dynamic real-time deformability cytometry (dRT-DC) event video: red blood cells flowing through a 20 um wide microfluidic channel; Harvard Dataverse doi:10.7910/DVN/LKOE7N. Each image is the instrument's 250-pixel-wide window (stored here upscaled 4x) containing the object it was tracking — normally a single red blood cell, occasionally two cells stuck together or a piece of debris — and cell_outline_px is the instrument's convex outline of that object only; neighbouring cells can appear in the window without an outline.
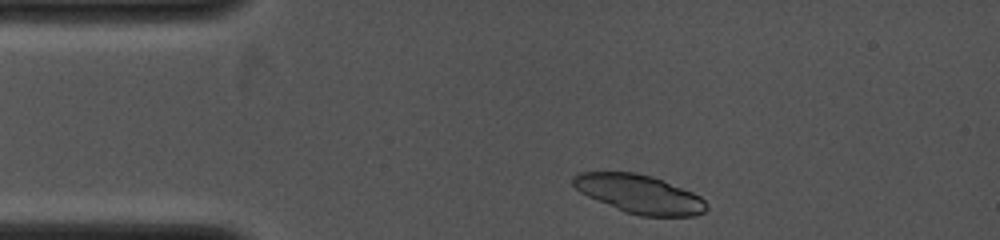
{"species": "common noctule bat (a hibernating species)", "species_latin": "Nyctalus noctula", "temperature_condition": "cold", "stored_images_in_passage": 7, "camera_frame_rate_fps": 4000, "um_per_image_px": 0.085, "animal": {"sex": "female", "body_mass_g": 19.0, "forearm_length_mm": 53.3}, "frame": {"image": 1, "passage_image": 2, "time_ms": 0.25, "image_size_px": [1000, 240], "cell_outline_px": [[708, 208], [704, 212], [696, 216], [640, 216], [624, 212], [588, 196], [580, 192], [572, 184], [572, 176], [580, 172], [636, 172], [652, 176], [692, 192], [700, 196], [708, 204]], "centroid_in_image_um": [54.35, 16.5], "position_along_channel_um": 30.7, "area_um2": 30.0}}